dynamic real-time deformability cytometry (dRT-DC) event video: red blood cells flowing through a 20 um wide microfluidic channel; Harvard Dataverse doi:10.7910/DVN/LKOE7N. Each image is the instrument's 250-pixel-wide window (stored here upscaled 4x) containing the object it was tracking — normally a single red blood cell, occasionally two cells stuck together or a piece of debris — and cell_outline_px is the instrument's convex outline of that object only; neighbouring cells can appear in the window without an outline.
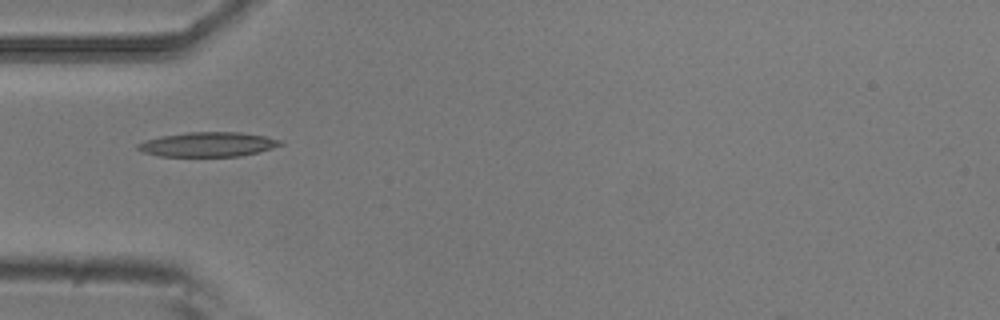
{"species": "common noctule bat (a hibernating species)", "species_latin": "Nyctalus noctula", "temperature_condition": "room temperature", "stored_images_in_passage": 6, "camera_frame_rate_fps": 3000, "um_per_image_px": 0.085, "animal": {"sex": "male", "body_mass_g": 20.5, "forearm_length_mm": 52.5}, "frame": {"image": 1, "passage_image": 5, "time_ms": 1.333, "image_size_px": [1000, 320], "cell_outline_px": [[284, 144], [272, 148], [240, 156], [160, 156], [144, 152], [136, 148], [136, 144], [144, 140], [160, 136], [184, 132], [240, 132], [264, 136], [280, 140]], "centroid_in_image_um": [17.63, 12.26], "position_along_channel_um": 67.4, "area_um2": 20.35}}
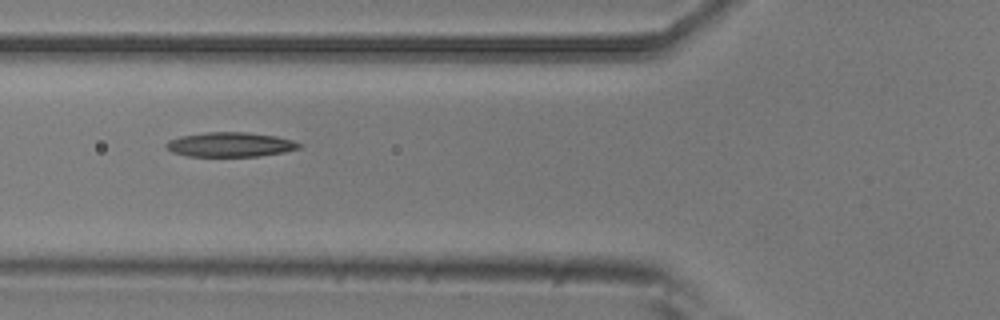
{"frame": {"image": 2, "passage_image": 6, "time_ms": 1.667, "image_size_px": [1000, 320], "cell_outline_px": [[304, 144], [300, 148], [284, 152], [260, 156], [188, 156], [172, 152], [164, 144], [168, 140], [180, 136], [208, 132], [248, 132], [276, 136], [292, 140]], "centroid_in_image_um": [19.59, 12.28], "position_along_channel_um": 106.2, "area_um2": 19.07}}